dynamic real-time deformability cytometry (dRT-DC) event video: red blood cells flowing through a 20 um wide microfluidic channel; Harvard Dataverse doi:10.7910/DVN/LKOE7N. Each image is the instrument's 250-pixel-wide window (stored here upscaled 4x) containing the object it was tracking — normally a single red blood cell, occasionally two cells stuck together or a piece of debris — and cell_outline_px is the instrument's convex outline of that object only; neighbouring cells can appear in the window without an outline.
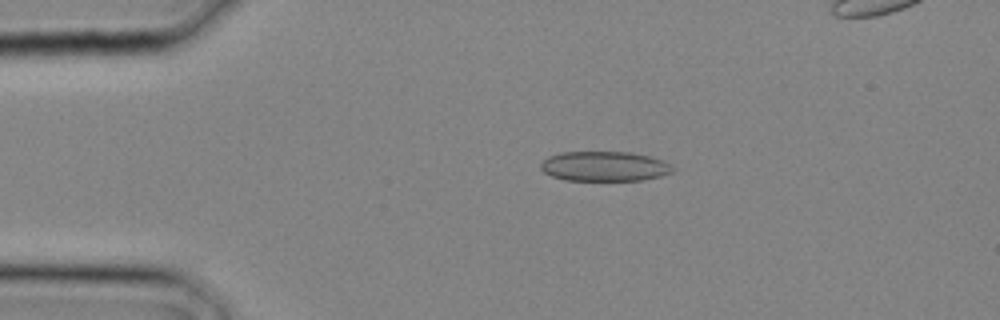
{"species": "common noctule bat (a hibernating species)", "species_latin": "Nyctalus noctula", "temperature_condition": "cold", "stored_images_in_passage": 12, "camera_frame_rate_fps": 3000, "um_per_image_px": 0.085, "animal": {"sex": "male", "body_mass_g": 20.4}, "frame": {"image": 1, "passage_image": 4, "time_ms": 1.0, "image_size_px": [1000, 320], "cell_outline_px": [[672, 172], [660, 176], [644, 180], [564, 180], [552, 176], [544, 172], [540, 168], [540, 164], [548, 156], [560, 152], [628, 152], [648, 156], [664, 160], [672, 168]], "centroid_in_image_um": [51.34, 14.13], "position_along_channel_um": 33.7, "area_um2": 22.83}}
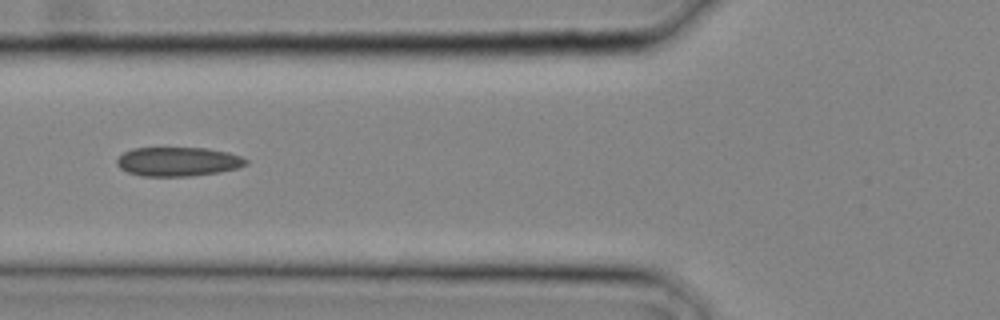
{"frame": {"image": 2, "passage_image": 9, "time_ms": 2.667, "image_size_px": [1000, 320], "cell_outline_px": [[248, 164], [240, 168], [220, 172], [192, 176], [144, 176], [128, 172], [120, 168], [116, 164], [116, 160], [124, 152], [132, 148], [208, 148], [228, 152], [240, 156], [248, 160]], "centroid_in_image_um": [15.16, 13.74], "position_along_channel_um": 110.6, "area_um2": 22.02}}